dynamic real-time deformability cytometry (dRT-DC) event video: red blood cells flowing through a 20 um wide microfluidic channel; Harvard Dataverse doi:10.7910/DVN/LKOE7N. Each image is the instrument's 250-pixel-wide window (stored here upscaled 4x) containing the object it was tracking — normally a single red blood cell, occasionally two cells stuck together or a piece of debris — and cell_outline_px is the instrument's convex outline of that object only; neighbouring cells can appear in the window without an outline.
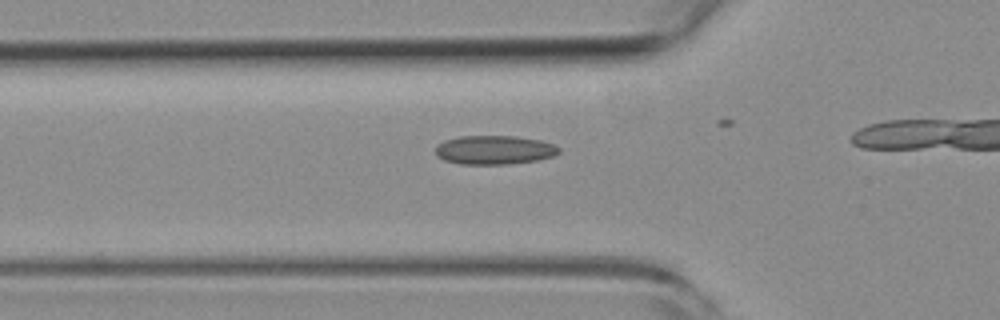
{"species": "common noctule bat (a hibernating species)", "species_latin": "Nyctalus noctula", "temperature_condition": "room temperature", "stored_images_in_passage": 33, "camera_frame_rate_fps": 3000, "um_per_image_px": 0.085, "animal": {"sex": "female", "body_mass_g": 19.3, "forearm_length_mm": 54.1}, "frame": {"image": 1, "passage_image": 10, "time_ms": 3.0, "image_size_px": [1000, 320], "cell_outline_px": [[560, 152], [552, 156], [536, 160], [508, 164], [460, 164], [444, 160], [436, 156], [436, 144], [444, 140], [460, 136], [516, 136], [540, 140], [552, 144], [560, 148]], "centroid_in_image_um": [41.98, 12.74], "position_along_channel_um": 83.8, "area_um2": 20.81}}
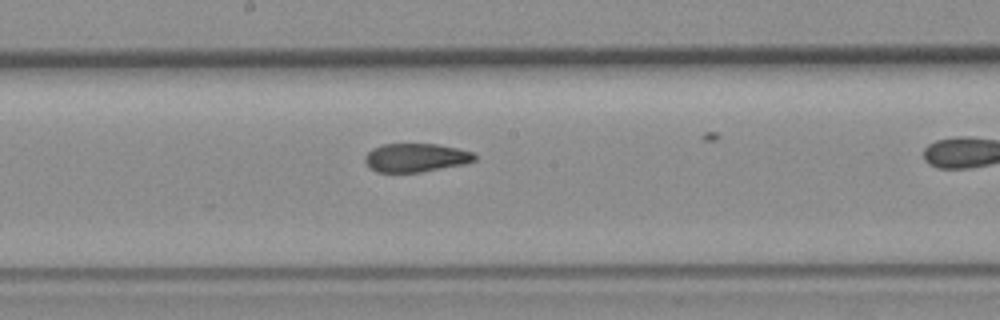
{"frame": {"image": 2, "passage_image": 20, "time_ms": 6.333, "image_size_px": [1000, 320], "cell_outline_px": [[476, 160], [464, 164], [420, 172], [376, 172], [368, 168], [364, 160], [364, 156], [372, 148], [384, 144], [436, 144], [476, 152]], "centroid_in_image_um": [35.33, 13.4], "position_along_channel_um": 212.9, "area_um2": 18.38}}
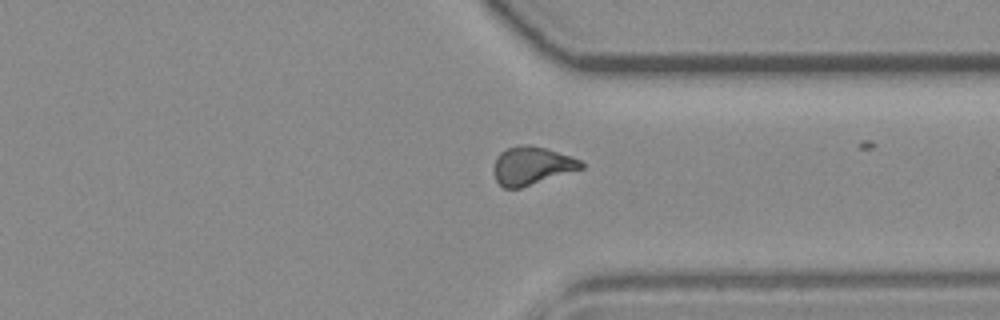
{"frame": {"image": 3, "passage_image": 32, "time_ms": 10.333, "image_size_px": [1000, 320], "cell_outline_px": [[584, 168], [520, 188], [504, 188], [496, 180], [496, 156], [500, 152], [508, 148], [520, 144], [528, 144], [544, 148], [572, 156], [580, 160], [584, 164]], "centroid_in_image_um": [45.24, 14.07], "position_along_channel_um": 366.2, "area_um2": 19.13}}